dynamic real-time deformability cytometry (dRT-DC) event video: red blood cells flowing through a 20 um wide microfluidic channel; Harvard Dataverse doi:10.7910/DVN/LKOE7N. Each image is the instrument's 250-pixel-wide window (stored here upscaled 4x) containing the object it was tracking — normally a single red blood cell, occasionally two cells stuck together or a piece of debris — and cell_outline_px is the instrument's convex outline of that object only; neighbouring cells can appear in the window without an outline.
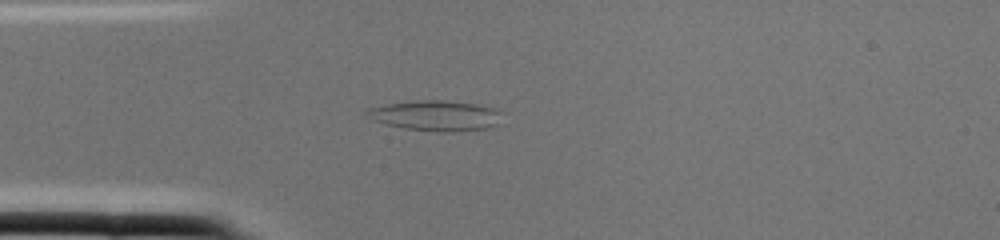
{"species": "common noctule bat (a hibernating species)", "species_latin": "Nyctalus noctula", "temperature_condition": "cold", "stored_images_in_passage": 1, "camera_frame_rate_fps": 3000, "um_per_image_px": 0.085, "animal": {"sex": "female", "body_mass_g": 22.0, "forearm_length_mm": 56.7}, "frame": {"image": 1, "passage_image": 1, "time_ms": 0.0, "image_size_px": [1000, 240], "cell_outline_px": [[500, 124], [488, 128], [452, 132], [440, 132], [404, 128], [372, 120], [364, 116], [364, 112], [368, 108], [384, 104], [412, 100], [440, 100], [472, 104], [492, 108], [500, 112]], "centroid_in_image_um": [36.97, 9.83], "position_along_channel_um": 48.0, "area_um2": 23.93}}